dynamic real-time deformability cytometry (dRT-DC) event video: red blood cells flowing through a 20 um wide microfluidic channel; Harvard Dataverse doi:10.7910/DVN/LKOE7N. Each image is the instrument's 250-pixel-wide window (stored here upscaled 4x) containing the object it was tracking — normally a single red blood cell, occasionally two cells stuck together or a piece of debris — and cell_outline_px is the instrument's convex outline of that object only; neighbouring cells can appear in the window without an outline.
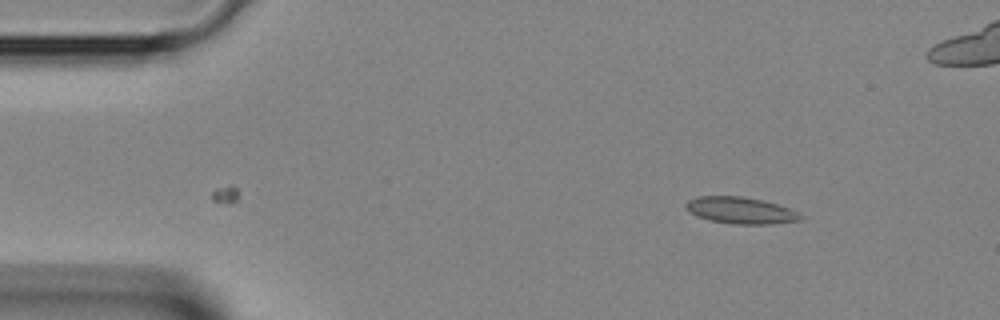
{"species": "Egyptian fruit bat (a non-hibernating species)", "species_latin": "Rousettus aegyptiacus", "temperature_condition": "room temperature", "stored_images_in_passage": 8, "camera_frame_rate_fps": 3000, "um_per_image_px": 0.085, "animal": {"sex": "female"}, "frame": {"image": 1, "passage_image": 8, "time_ms": 2.333, "image_size_px": [1000, 320], "cell_outline_px": [[804, 220], [772, 224], [732, 224], [708, 220], [696, 216], [684, 204], [688, 200], [696, 196], [740, 196], [760, 200], [776, 204], [788, 208], [804, 216]], "centroid_in_image_um": [62.96, 17.89], "position_along_channel_um": 22.0, "area_um2": 17.74}}